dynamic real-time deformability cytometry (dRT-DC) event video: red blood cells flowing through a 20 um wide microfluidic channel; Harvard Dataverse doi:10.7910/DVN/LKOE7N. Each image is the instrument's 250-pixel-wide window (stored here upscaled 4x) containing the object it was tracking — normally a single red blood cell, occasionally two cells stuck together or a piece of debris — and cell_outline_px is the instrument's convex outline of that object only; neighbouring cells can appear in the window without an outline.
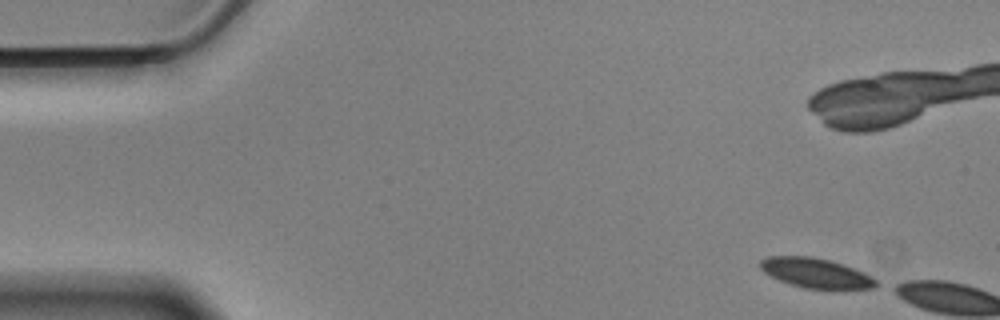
{"species": "Egyptian fruit bat (a non-hibernating species)", "species_latin": "Rousettus aegyptiacus", "temperature_condition": "cold", "stored_images_in_passage": 4, "camera_frame_rate_fps": 3000, "um_per_image_px": 0.085, "animal": {"sex": "male"}, "frame": {"image": 1, "passage_image": 1, "time_ms": 0.0, "image_size_px": [1000, 320], "cell_outline_px": [[880, 284], [872, 288], [832, 292], [804, 288], [788, 284], [764, 272], [760, 268], [760, 260], [768, 256], [812, 256], [828, 260], [852, 268], [872, 276]], "centroid_in_image_um": [69.39, 23.26], "position_along_channel_um": 15.6, "area_um2": 20.69}}